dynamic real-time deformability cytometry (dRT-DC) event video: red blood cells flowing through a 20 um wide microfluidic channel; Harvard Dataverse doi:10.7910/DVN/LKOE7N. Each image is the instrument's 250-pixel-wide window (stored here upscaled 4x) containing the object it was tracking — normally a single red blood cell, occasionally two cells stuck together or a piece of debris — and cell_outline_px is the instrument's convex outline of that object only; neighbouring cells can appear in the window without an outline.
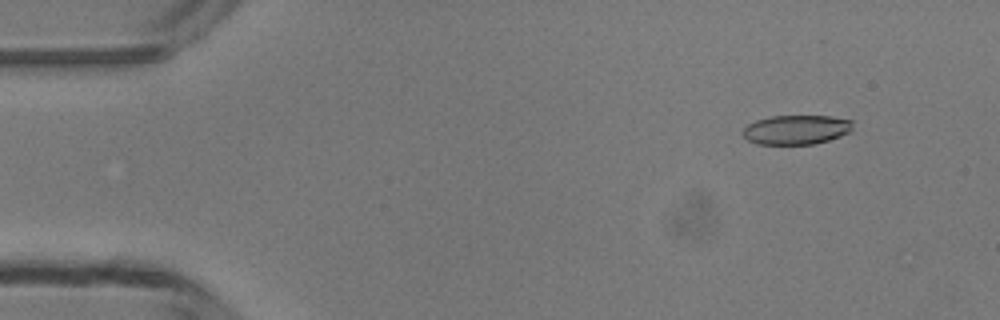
{"species": "common noctule bat (a hibernating species)", "species_latin": "Nyctalus noctula", "temperature_condition": "room temperature", "stored_images_in_passage": 42, "camera_frame_rate_fps": 3000, "um_per_image_px": 0.085, "animal": {"sex": "male", "body_mass_g": 13.3}, "frame": {"image": 1, "passage_image": 5, "time_ms": 1.333, "image_size_px": [1000, 320], "cell_outline_px": [[852, 128], [848, 132], [840, 136], [828, 140], [812, 144], [756, 144], [748, 140], [740, 132], [748, 124], [756, 120], [772, 116], [832, 116], [852, 120]], "centroid_in_image_um": [67.66, 11.02], "position_along_channel_um": 17.3, "area_um2": 18.79}}
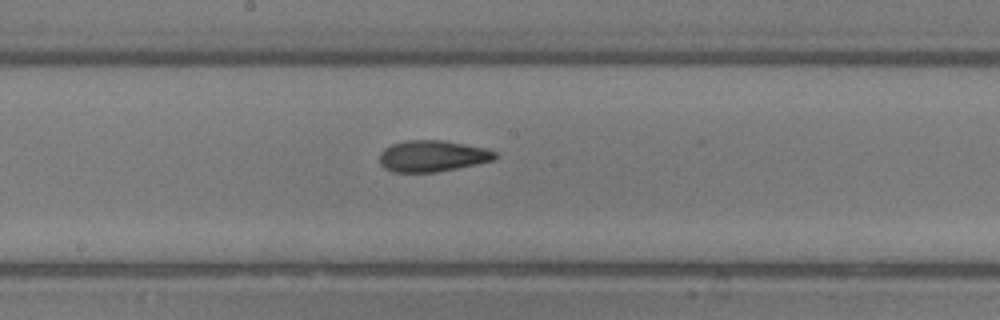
{"frame": {"image": 2, "passage_image": 26, "time_ms": 8.333, "image_size_px": [1000, 320], "cell_outline_px": [[500, 156], [496, 160], [436, 172], [392, 172], [384, 168], [380, 164], [380, 152], [384, 148], [392, 144], [404, 140], [444, 140], [484, 148], [496, 152]], "centroid_in_image_um": [36.76, 13.26], "position_along_channel_um": 211.4, "area_um2": 21.21}}
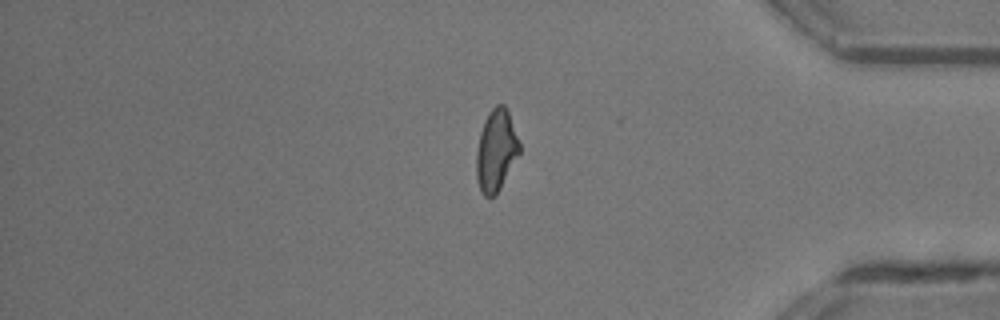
{"frame": {"image": 3, "passage_image": 41, "time_ms": 13.333, "image_size_px": [1000, 320], "cell_outline_px": [[520, 152], [496, 196], [488, 200], [480, 192], [476, 176], [476, 152], [480, 132], [484, 120], [488, 112], [496, 104], [504, 104], [508, 108], [520, 144]], "centroid_in_image_um": [42.16, 12.8], "position_along_channel_um": 393.0, "area_um2": 20.92}}